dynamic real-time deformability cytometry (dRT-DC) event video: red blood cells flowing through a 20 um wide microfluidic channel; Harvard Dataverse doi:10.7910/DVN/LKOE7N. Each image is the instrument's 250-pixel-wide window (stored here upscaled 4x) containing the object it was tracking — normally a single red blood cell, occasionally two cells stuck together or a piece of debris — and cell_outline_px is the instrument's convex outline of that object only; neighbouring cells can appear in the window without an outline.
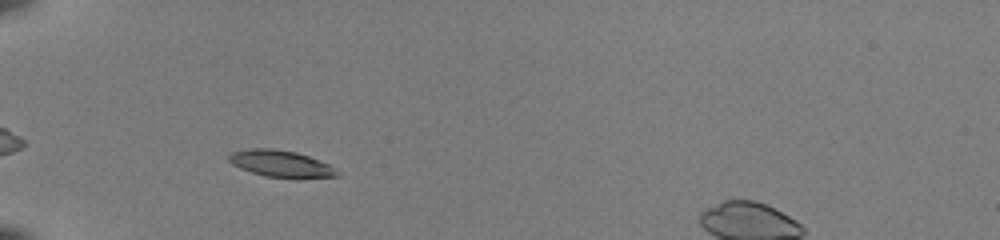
{"species": "common noctule bat (a hibernating species)", "species_latin": "Nyctalus noctula", "temperature_condition": "room temperature", "stored_images_in_passage": 40, "camera_frame_rate_fps": 3000, "um_per_image_px": 0.085, "animal": {"sex": "female", "body_mass_g": 22.0, "forearm_length_mm": 56.7}, "frame": {"image": 1, "passage_image": 6, "time_ms": 1.667, "image_size_px": [1000, 240], "cell_outline_px": [[340, 176], [296, 180], [264, 176], [240, 168], [232, 164], [228, 160], [228, 156], [232, 152], [252, 148], [272, 148], [296, 152], [308, 156], [328, 164], [340, 172]], "centroid_in_image_um": [23.92, 13.95], "position_along_channel_um": 61.1, "area_um2": 17.28}}
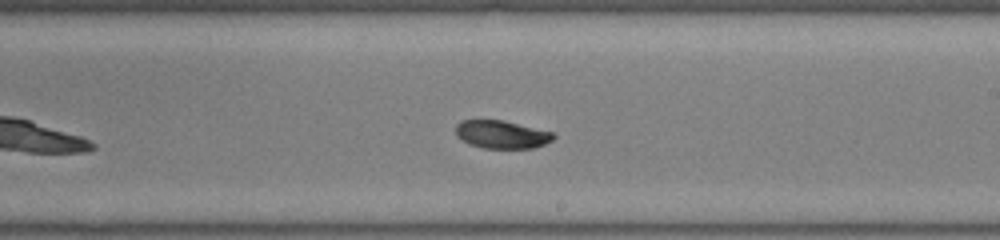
{"frame": {"image": 2, "passage_image": 21, "time_ms": 6.667, "image_size_px": [1000, 240], "cell_outline_px": [[556, 136], [552, 140], [544, 144], [532, 148], [484, 148], [468, 144], [456, 136], [456, 124], [460, 120], [504, 120], [556, 132]], "centroid_in_image_um": [42.66, 11.42], "position_along_channel_um": 246.3, "area_um2": 16.18}}
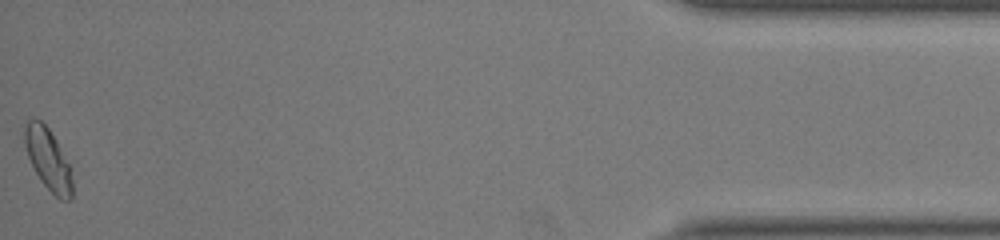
{"frame": {"image": 3, "passage_image": 40, "time_ms": 13.0, "image_size_px": [1000, 240], "cell_outline_px": [[72, 200], [60, 200], [40, 180], [28, 156], [24, 144], [24, 128], [28, 120], [40, 120], [48, 128], [56, 140], [68, 164], [72, 180]], "centroid_in_image_um": [4.08, 13.55], "position_along_channel_um": 431.1, "area_um2": 16.65}, "authors_computed_cell_mechanics": {"area_um2": 16.473, "velocity_mm_per_s": 3.9985, "shape_relaxation_time_tau1_ms": 6.744, "shape_relaxation_time_tau2_ms": 5.2358, "deformation_change_tau1": 0.1786, "deformation_change_tau2": 0.0629}}